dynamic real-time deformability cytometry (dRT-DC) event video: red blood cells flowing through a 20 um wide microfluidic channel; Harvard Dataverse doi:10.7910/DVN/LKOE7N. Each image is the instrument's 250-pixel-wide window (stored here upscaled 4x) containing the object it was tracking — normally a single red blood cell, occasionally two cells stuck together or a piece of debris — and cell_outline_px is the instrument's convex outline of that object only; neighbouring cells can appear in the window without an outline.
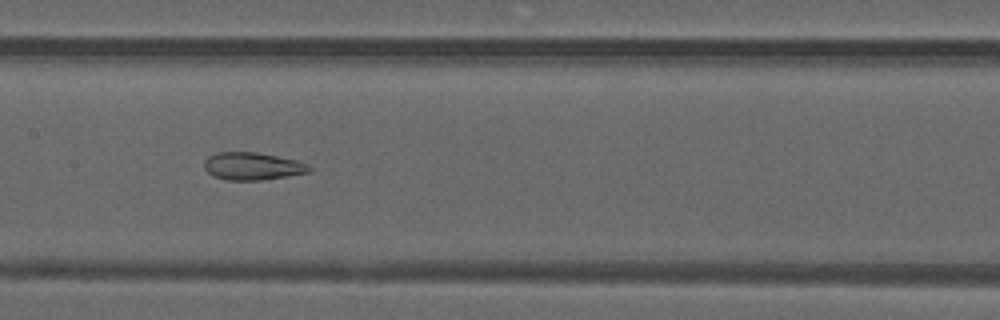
{"species": "common noctule bat (a hibernating species)", "species_latin": "Nyctalus noctula", "temperature_condition": "warm", "stored_images_in_passage": 28, "camera_frame_rate_fps": 3000, "um_per_image_px": 0.085, "animal": {"sex": "male", "forearm_length_mm": 52.5}, "frame": {"image": 1, "passage_image": 12, "time_ms": 3.667, "image_size_px": [1000, 320], "cell_outline_px": [[312, 168], [308, 172], [260, 180], [224, 180], [212, 176], [204, 168], [204, 160], [208, 156], [216, 152], [256, 152], [296, 160], [308, 164]], "centroid_in_image_um": [21.4, 14.12], "position_along_channel_um": 186.0, "area_um2": 16.82}}
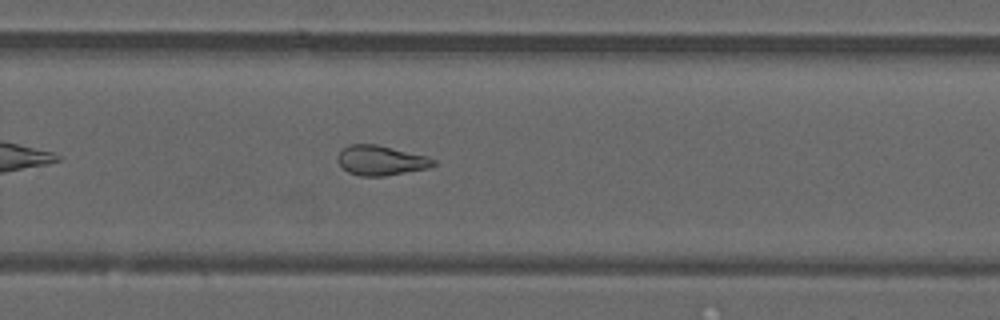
{"frame": {"image": 2, "passage_image": 20, "time_ms": 6.333, "image_size_px": [1000, 320], "cell_outline_px": [[436, 164], [428, 168], [384, 176], [360, 176], [348, 172], [336, 160], [336, 156], [348, 144], [376, 144], [428, 156], [436, 160]], "centroid_in_image_um": [32.37, 13.63], "position_along_channel_um": 297.4, "area_um2": 16.65}}